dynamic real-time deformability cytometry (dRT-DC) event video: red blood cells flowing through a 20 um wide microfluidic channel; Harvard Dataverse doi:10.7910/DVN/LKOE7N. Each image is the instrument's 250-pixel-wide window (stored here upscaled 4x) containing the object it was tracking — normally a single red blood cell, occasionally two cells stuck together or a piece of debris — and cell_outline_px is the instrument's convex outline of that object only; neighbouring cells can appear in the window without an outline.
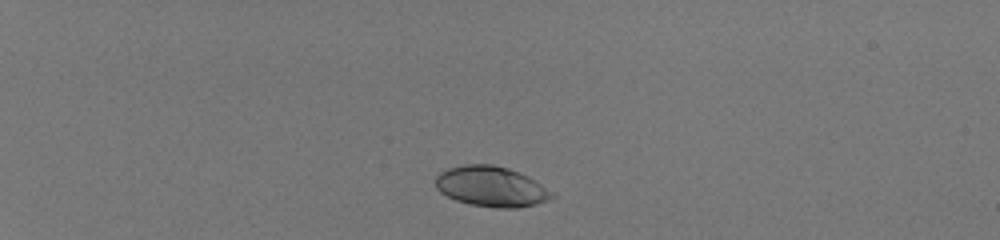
{"species": "human", "species_latin": "Homo sapiens", "temperature_condition": "room temperature", "stored_images_in_passage": 39, "camera_frame_rate_fps": 3000, "um_per_image_px": 0.085, "donor": {"sex": "male"}, "frame": {"image": 1, "passage_image": 1, "time_ms": 0.0, "image_size_px": [1000, 240], "cell_outline_px": [[556, 196], [536, 204], [516, 208], [496, 208], [472, 204], [456, 200], [440, 192], [436, 188], [436, 176], [440, 172], [448, 168], [464, 164], [492, 164], [508, 168], [528, 176], [556, 192]], "centroid_in_image_um": [41.79, 15.85], "position_along_channel_um": 43.2, "area_um2": 27.46}}
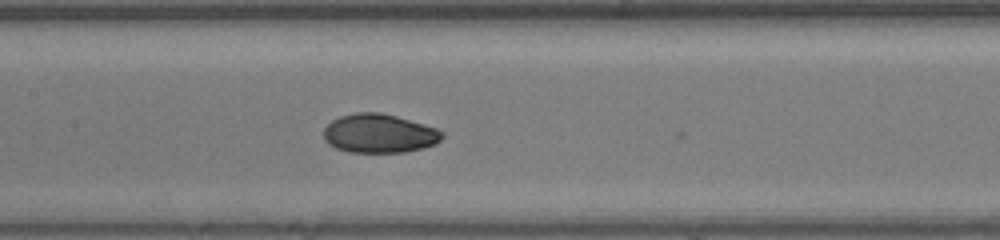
{"frame": {"image": 2, "passage_image": 17, "time_ms": 5.333, "image_size_px": [1000, 240], "cell_outline_px": [[444, 136], [436, 144], [424, 148], [404, 152], [348, 152], [336, 148], [328, 144], [324, 140], [324, 128], [332, 120], [340, 116], [356, 112], [380, 112], [396, 116], [436, 128], [444, 132]], "centroid_in_image_um": [32.23, 11.35], "position_along_channel_um": 175.2, "area_um2": 26.93}}
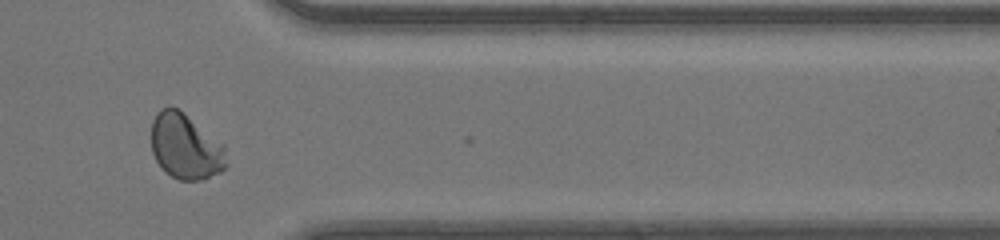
{"frame": {"image": 3, "passage_image": 33, "time_ms": 10.667, "image_size_px": [1000, 240], "cell_outline_px": [[224, 168], [220, 172], [200, 180], [180, 180], [164, 172], [160, 168], [152, 152], [152, 120], [156, 112], [160, 108], [168, 104], [176, 108], [224, 144]], "centroid_in_image_um": [15.71, 12.45], "position_along_channel_um": 395.7, "area_um2": 28.38}, "authors_computed_cell_mechanics": {"area_um2": 26.9926, "velocity_mm_per_s": 4.1926, "shape_relaxation_time_tau1_ms": 2.6278, "shape_relaxation_time_tau2_ms": 0.8233, "deformation_change_tau1": 0.1533, "deformation_change_tau2": 0.0318}}